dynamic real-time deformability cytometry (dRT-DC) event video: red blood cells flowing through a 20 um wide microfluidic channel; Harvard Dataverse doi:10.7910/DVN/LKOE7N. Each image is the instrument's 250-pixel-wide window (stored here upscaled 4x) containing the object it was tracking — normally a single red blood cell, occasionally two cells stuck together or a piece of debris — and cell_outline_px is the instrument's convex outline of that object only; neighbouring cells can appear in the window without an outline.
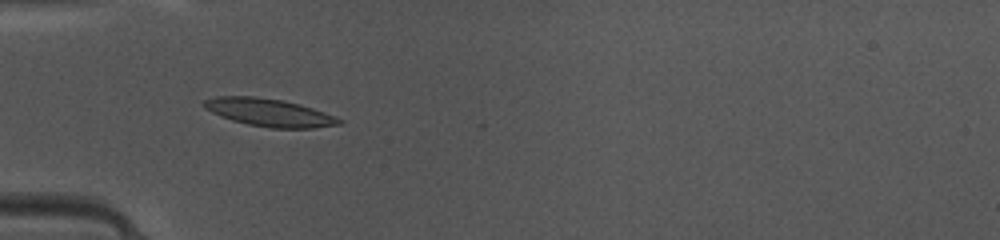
{"species": "common noctule bat (a hibernating species)", "species_latin": "Nyctalus noctula", "temperature_condition": "warm", "stored_images_in_passage": 28, "camera_frame_rate_fps": 3000, "um_per_image_px": 0.085, "animal": {"sex": "female", "body_mass_g": 10.0, "forearm_length_mm": 53.1}, "frame": {"image": 1, "passage_image": 1, "time_ms": 0.0, "image_size_px": [1000, 240], "cell_outline_px": [[344, 120], [340, 124], [312, 128], [268, 128], [248, 124], [232, 120], [220, 116], [204, 108], [204, 100], [216, 96], [256, 96], [280, 100], [300, 104], [336, 116]], "centroid_in_image_um": [22.89, 9.56], "position_along_channel_um": 62.1, "area_um2": 21.79}}
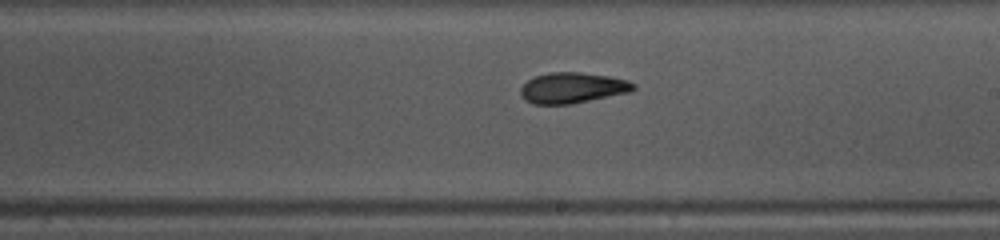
{"frame": {"image": 2, "passage_image": 14, "time_ms": 4.333, "image_size_px": [1000, 240], "cell_outline_px": [[636, 88], [628, 92], [572, 104], [532, 104], [524, 100], [520, 96], [520, 88], [528, 80], [536, 76], [548, 72], [580, 72], [608, 76], [628, 80], [636, 84]], "centroid_in_image_um": [48.63, 7.47], "position_along_channel_um": 240.4, "area_um2": 20.23}}
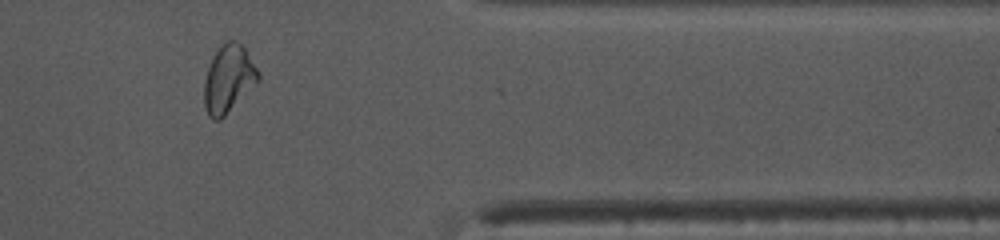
{"frame": {"image": 3, "passage_image": 26, "time_ms": 8.333, "image_size_px": [1000, 240], "cell_outline_px": [[260, 80], [220, 120], [212, 120], [208, 116], [204, 104], [204, 80], [208, 68], [216, 52], [228, 40], [236, 40], [244, 48], [256, 68], [260, 76]], "centroid_in_image_um": [19.41, 6.75], "position_along_channel_um": 392.0, "area_um2": 20.87}, "authors_computed_cell_mechanics": {"area_um2": 20.2589, "velocity_mm_per_s": 4.1608, "shape_relaxation_time_tau1_ms": 5.7109, "shape_relaxation_time_tau2_ms": 1.7699, "deformation_change_tau1": 0.1617, "deformation_change_tau2": 0.0734}}